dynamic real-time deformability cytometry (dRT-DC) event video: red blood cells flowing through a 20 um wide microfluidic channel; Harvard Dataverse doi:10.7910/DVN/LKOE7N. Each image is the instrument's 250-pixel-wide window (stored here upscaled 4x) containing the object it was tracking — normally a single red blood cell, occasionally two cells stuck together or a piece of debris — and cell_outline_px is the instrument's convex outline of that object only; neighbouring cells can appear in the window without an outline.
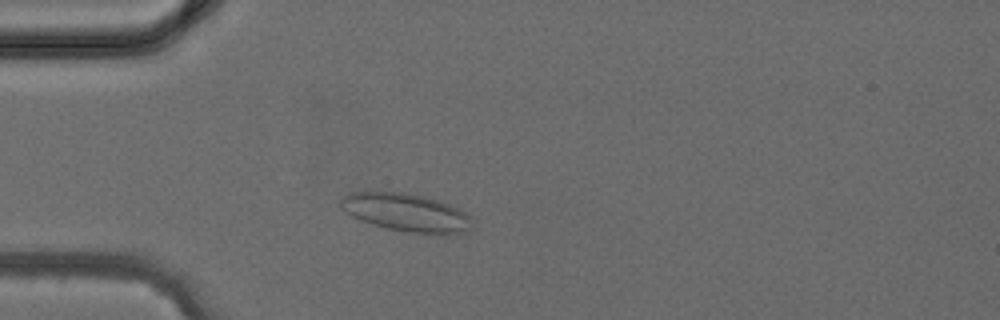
{"species": "common noctule bat (a hibernating species)", "species_latin": "Nyctalus noctula", "temperature_condition": "cold", "stored_images_in_passage": 32, "camera_frame_rate_fps": 3000, "um_per_image_px": 0.085, "animal": {"sex": "female", "body_mass_g": 24.6, "forearm_length_mm": 56.2}, "frame": {"image": 1, "passage_image": 4, "time_ms": 1.0, "image_size_px": [1000, 320], "cell_outline_px": [[472, 228], [464, 232], [408, 232], [388, 228], [372, 224], [360, 220], [352, 216], [340, 204], [340, 200], [348, 192], [408, 192], [440, 200], [460, 208], [472, 216]], "centroid_in_image_um": [34.56, 18.02], "position_along_channel_um": 50.4, "area_um2": 28.84}}
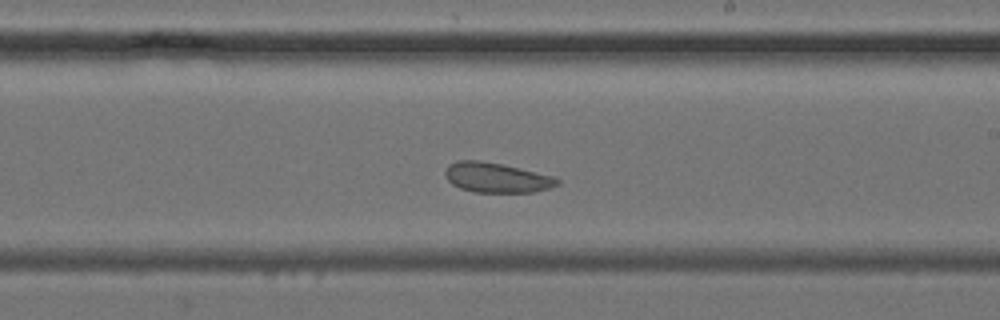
{"frame": {"image": 2, "passage_image": 16, "time_ms": 5.0, "image_size_px": [1000, 320], "cell_outline_px": [[560, 184], [536, 192], [472, 192], [460, 188], [452, 184], [444, 176], [444, 172], [448, 164], [456, 160], [480, 160], [504, 164], [552, 176], [560, 180]], "centroid_in_image_um": [42.17, 15.09], "position_along_channel_um": 246.8, "area_um2": 19.71}}
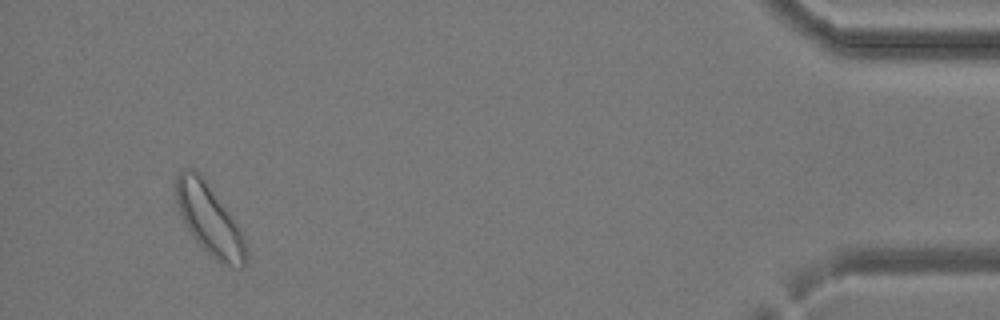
{"frame": {"image": 3, "passage_image": 30, "time_ms": 9.667, "image_size_px": [1000, 320], "cell_outline_px": [[248, 252], [244, 264], [240, 268], [216, 260], [192, 236], [180, 216], [176, 200], [176, 176], [184, 168], [196, 168], [204, 176], [240, 228]], "centroid_in_image_um": [17.78, 18.59], "position_along_channel_um": 417.4, "area_um2": 28.67}}